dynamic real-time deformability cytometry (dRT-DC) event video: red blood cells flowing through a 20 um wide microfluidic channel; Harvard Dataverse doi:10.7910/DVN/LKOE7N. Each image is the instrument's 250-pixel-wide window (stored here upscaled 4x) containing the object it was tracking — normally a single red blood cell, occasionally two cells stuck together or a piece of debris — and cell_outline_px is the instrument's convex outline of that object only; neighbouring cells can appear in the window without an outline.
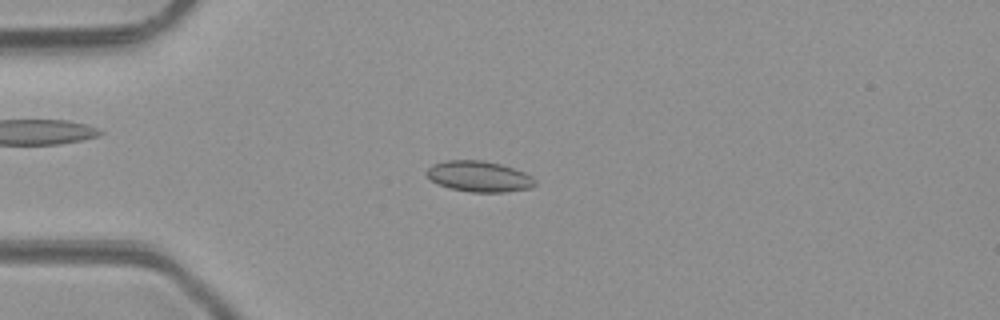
{"species": "common noctule bat (a hibernating species)", "species_latin": "Nyctalus noctula", "temperature_condition": "room temperature", "stored_images_in_passage": 4, "camera_frame_rate_fps": 3000, "um_per_image_px": 0.085, "animal": {"sex": "male", "body_mass_g": 23.1, "forearm_length_mm": 52.7}, "frame": {"image": 1, "passage_image": 3, "time_ms": 3.0, "image_size_px": [1000, 320], "cell_outline_px": [[536, 184], [528, 188], [504, 192], [472, 192], [452, 188], [440, 184], [432, 180], [424, 172], [432, 164], [448, 160], [480, 160], [500, 164], [524, 172], [532, 176], [536, 180]], "centroid_in_image_um": [40.72, 14.99], "position_along_channel_um": 44.3, "area_um2": 19.19}}
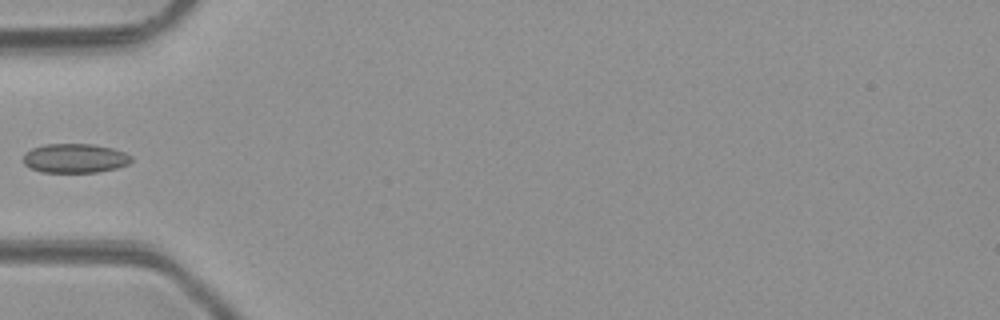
{"frame": {"image": 2, "passage_image": 4, "time_ms": 4.333, "image_size_px": [1000, 320], "cell_outline_px": [[132, 160], [128, 164], [116, 168], [96, 172], [40, 172], [24, 164], [24, 152], [32, 148], [44, 144], [92, 144], [112, 148], [124, 152], [132, 156]], "centroid_in_image_um": [6.36, 13.45], "position_along_channel_um": 78.6, "area_um2": 18.38}}